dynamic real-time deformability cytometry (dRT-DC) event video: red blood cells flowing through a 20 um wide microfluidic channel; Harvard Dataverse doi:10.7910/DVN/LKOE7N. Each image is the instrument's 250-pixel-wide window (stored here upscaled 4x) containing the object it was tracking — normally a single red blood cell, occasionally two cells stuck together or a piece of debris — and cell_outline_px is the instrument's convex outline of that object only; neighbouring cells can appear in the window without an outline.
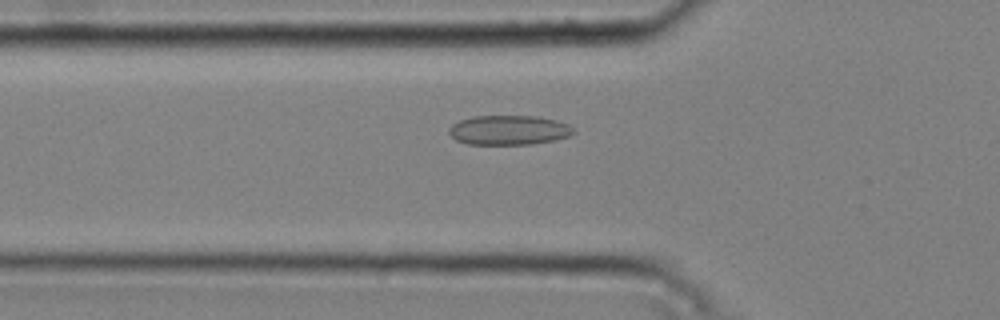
{"species": "common noctule bat (a hibernating species)", "species_latin": "Nyctalus noctula", "temperature_condition": "cold", "stored_images_in_passage": 36, "camera_frame_rate_fps": 3000, "um_per_image_px": 0.085, "animal": {"sex": "male", "body_mass_g": 20.4}, "frame": {"image": 1, "passage_image": 8, "time_ms": 2.333, "image_size_px": [1000, 320], "cell_outline_px": [[576, 132], [568, 136], [556, 140], [532, 144], [468, 144], [456, 140], [448, 132], [448, 128], [452, 124], [460, 120], [472, 116], [536, 116], [556, 120], [568, 124]], "centroid_in_image_um": [43.24, 11.06], "position_along_channel_um": 82.6, "area_um2": 21.5}}
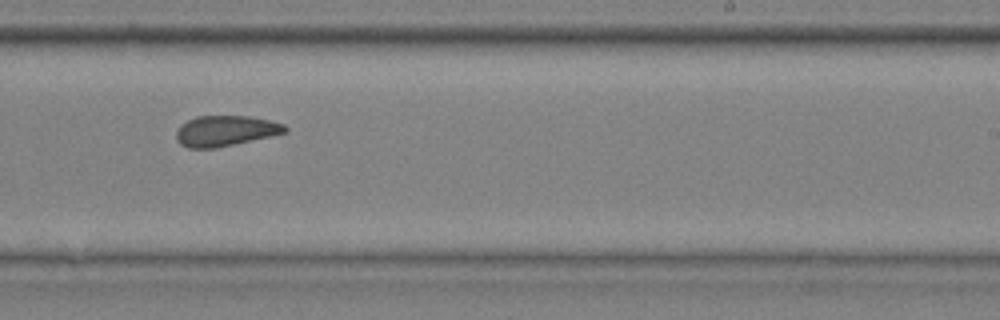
{"frame": {"image": 2, "passage_image": 23, "time_ms": 7.333, "image_size_px": [1000, 320], "cell_outline_px": [[288, 132], [232, 144], [212, 148], [188, 148], [180, 144], [176, 140], [176, 132], [180, 124], [196, 116], [248, 116], [268, 120], [284, 124], [288, 128]], "centroid_in_image_um": [19.13, 11.11], "position_along_channel_um": 269.9, "area_um2": 19.19}}
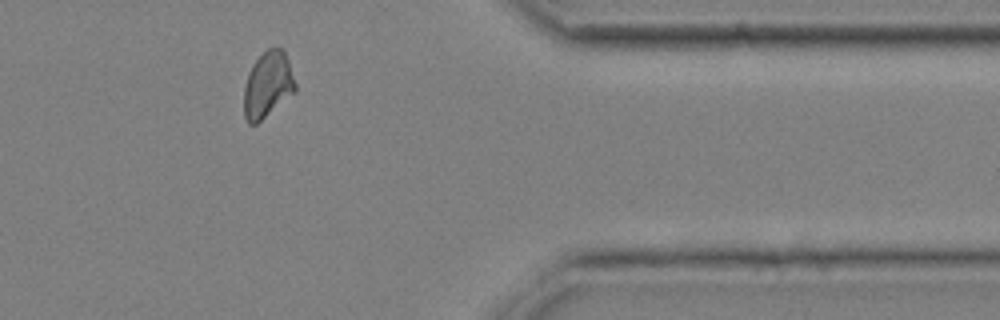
{"frame": {"image": 3, "passage_image": 34, "time_ms": 11.0, "image_size_px": [1000, 320], "cell_outline_px": [[296, 92], [256, 124], [248, 124], [244, 116], [244, 88], [248, 72], [252, 64], [268, 48], [284, 48], [296, 84]], "centroid_in_image_um": [22.76, 7.21], "position_along_channel_um": 388.6, "area_um2": 19.83}, "authors_computed_cell_mechanics": {"area_um2": 19.8254, "velocity_mm_per_s": 3.7454, "shape_relaxation_time_tau1_ms": null, "shape_relaxation_time_tau2_ms": 2.0672, "deformation_change_tau1": null, "deformation_change_tau2": 0.0837}}